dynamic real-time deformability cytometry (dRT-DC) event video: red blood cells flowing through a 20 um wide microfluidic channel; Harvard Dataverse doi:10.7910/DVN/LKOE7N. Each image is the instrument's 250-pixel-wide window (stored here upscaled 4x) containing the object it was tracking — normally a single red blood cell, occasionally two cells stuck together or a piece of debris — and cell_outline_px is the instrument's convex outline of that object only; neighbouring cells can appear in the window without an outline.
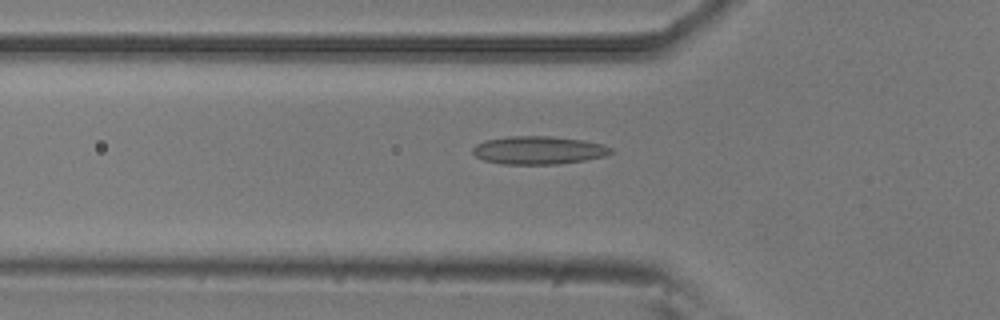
{"species": "common noctule bat (a hibernating species)", "species_latin": "Nyctalus noctula", "temperature_condition": "room temperature", "stored_images_in_passage": 53, "camera_frame_rate_fps": 3000, "um_per_image_px": 0.085, "animal": {"sex": "male", "body_mass_g": 20.5, "forearm_length_mm": 52.5}, "frame": {"image": 1, "passage_image": 17, "time_ms": 5.333, "image_size_px": [1000, 320], "cell_outline_px": [[612, 152], [604, 156], [584, 160], [560, 164], [504, 164], [484, 160], [476, 156], [472, 152], [472, 148], [476, 144], [484, 140], [508, 136], [552, 136], [584, 140], [604, 144], [612, 148]], "centroid_in_image_um": [45.77, 12.76], "position_along_channel_um": 80.0, "area_um2": 22.72}}
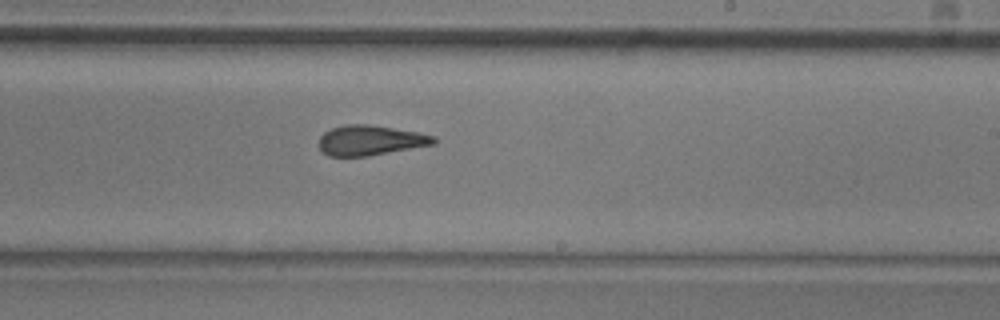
{"frame": {"image": 2, "passage_image": 31, "time_ms": 10.0, "image_size_px": [1000, 320], "cell_outline_px": [[436, 144], [368, 156], [328, 156], [316, 144], [320, 136], [324, 132], [332, 128], [344, 124], [368, 124], [416, 132], [436, 136]], "centroid_in_image_um": [31.45, 11.93], "position_along_channel_um": 257.6, "area_um2": 20.17}}
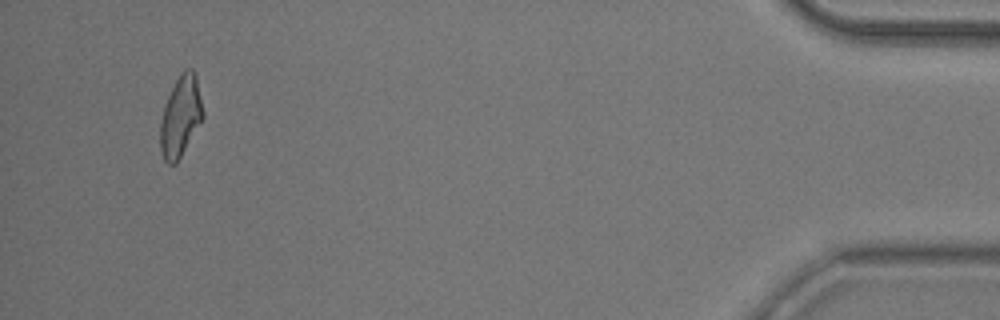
{"frame": {"image": 3, "passage_image": 50, "time_ms": 16.333, "image_size_px": [1000, 320], "cell_outline_px": [[204, 116], [176, 164], [168, 164], [164, 160], [160, 148], [160, 120], [168, 96], [180, 72], [184, 68], [192, 68], [196, 76], [204, 112]], "centroid_in_image_um": [15.35, 9.88], "position_along_channel_um": 419.9, "area_um2": 19.94}, "authors_computed_cell_mechanics": {"area_um2": 20.5768, "velocity_mm_per_s": 3.7808, "shape_relaxation_time_tau1_ms": null, "shape_relaxation_time_tau2_ms": 2.4279, "deformation_change_tau1": null, "deformation_change_tau2": 0.1046}}